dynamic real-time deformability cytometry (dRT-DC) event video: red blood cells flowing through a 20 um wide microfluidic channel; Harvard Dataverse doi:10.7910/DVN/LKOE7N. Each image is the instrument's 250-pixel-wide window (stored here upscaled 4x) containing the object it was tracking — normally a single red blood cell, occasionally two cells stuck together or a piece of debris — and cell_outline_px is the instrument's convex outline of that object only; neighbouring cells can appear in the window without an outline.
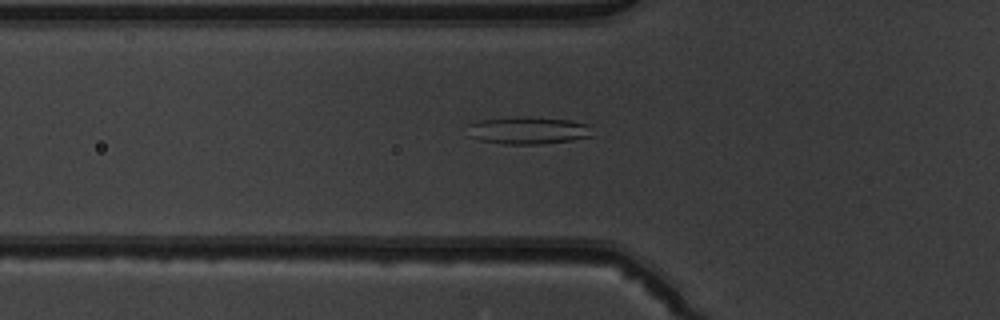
{"species": "common noctule bat (a hibernating species)", "species_latin": "Nyctalus noctula", "temperature_condition": "warm", "stored_images_in_passage": 52, "camera_frame_rate_fps": 3000, "um_per_image_px": 0.085, "animal": {"sex": "male", "body_mass_g": 19.5, "forearm_length_mm": 54.6}, "frame": {"image": 1, "passage_image": 19, "time_ms": 6.0, "image_size_px": [1000, 320], "cell_outline_px": [[592, 136], [572, 140], [540, 144], [504, 144], [480, 140], [468, 136], [468, 124], [480, 120], [516, 116], [528, 116], [568, 120], [588, 124]], "centroid_in_image_um": [44.84, 11.08], "position_along_channel_um": 81.0, "area_um2": 20.0}}
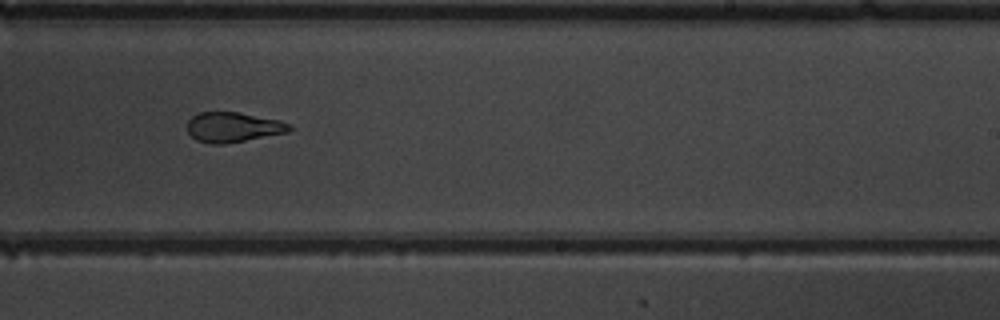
{"frame": {"image": 2, "passage_image": 33, "time_ms": 10.667, "image_size_px": [1000, 320], "cell_outline_px": [[292, 128], [288, 132], [224, 144], [208, 144], [196, 140], [188, 132], [188, 120], [192, 116], [200, 112], [240, 112], [280, 120], [288, 124]], "centroid_in_image_um": [19.79, 10.81], "position_along_channel_um": 269.2, "area_um2": 17.8}}
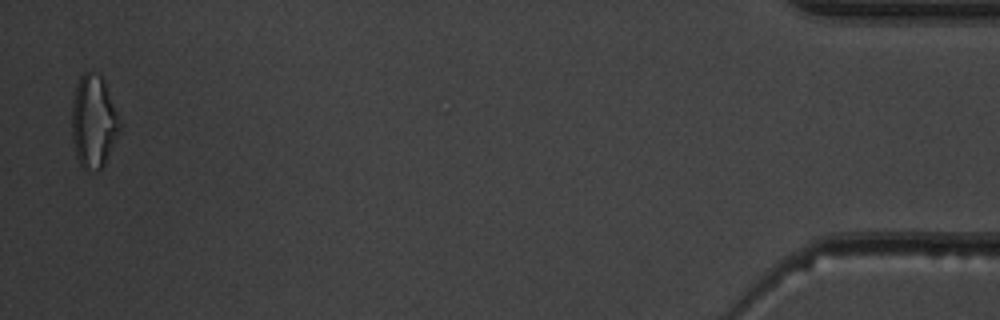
{"frame": {"image": 3, "passage_image": 51, "time_ms": 16.667, "image_size_px": [1000, 320], "cell_outline_px": [[120, 128], [104, 164], [96, 172], [84, 168], [80, 164], [76, 156], [72, 140], [72, 104], [76, 84], [80, 76], [84, 72], [92, 72], [104, 76], [120, 124]], "centroid_in_image_um": [7.93, 10.3], "position_along_channel_um": 427.3, "area_um2": 25.72}, "authors_computed_cell_mechanics": {"area_um2": 20.2878, "velocity_mm_per_s": 4.04, "shape_relaxation_time_tau1_ms": null, "shape_relaxation_time_tau2_ms": 1.7173, "deformation_change_tau1": null, "deformation_change_tau2": 0.0941}}